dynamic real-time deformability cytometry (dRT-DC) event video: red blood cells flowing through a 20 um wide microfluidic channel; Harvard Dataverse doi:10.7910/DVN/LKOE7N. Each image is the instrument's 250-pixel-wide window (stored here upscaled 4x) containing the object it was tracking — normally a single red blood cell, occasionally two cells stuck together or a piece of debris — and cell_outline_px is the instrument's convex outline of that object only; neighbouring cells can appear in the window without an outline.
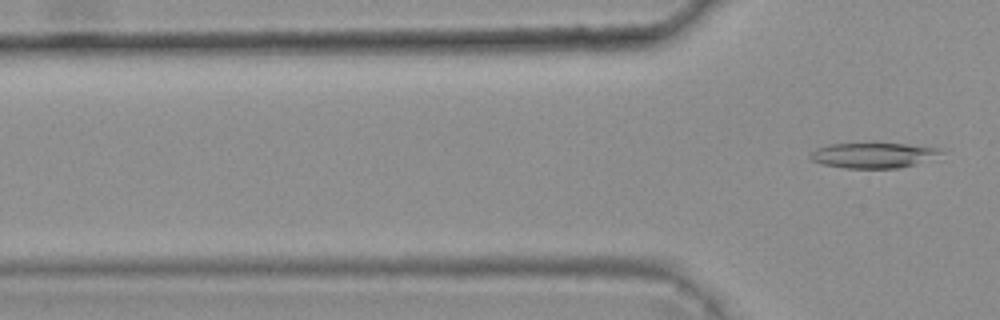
{"species": "common noctule bat (a hibernating species)", "species_latin": "Nyctalus noctula", "temperature_condition": "warm", "stored_images_in_passage": 2, "camera_frame_rate_fps": 3000, "um_per_image_px": 0.085, "animal": {"sex": "female", "body_mass_g": 25.1}, "frame": {"image": 1, "passage_image": 2, "time_ms": 0.333, "image_size_px": [1000, 320], "cell_outline_px": [[944, 152], [912, 164], [896, 168], [844, 168], [824, 164], [812, 160], [808, 156], [816, 148], [828, 144], [904, 144], [940, 148]], "centroid_in_image_um": [74.14, 13.19], "position_along_channel_um": 51.7, "area_um2": 18.61}}